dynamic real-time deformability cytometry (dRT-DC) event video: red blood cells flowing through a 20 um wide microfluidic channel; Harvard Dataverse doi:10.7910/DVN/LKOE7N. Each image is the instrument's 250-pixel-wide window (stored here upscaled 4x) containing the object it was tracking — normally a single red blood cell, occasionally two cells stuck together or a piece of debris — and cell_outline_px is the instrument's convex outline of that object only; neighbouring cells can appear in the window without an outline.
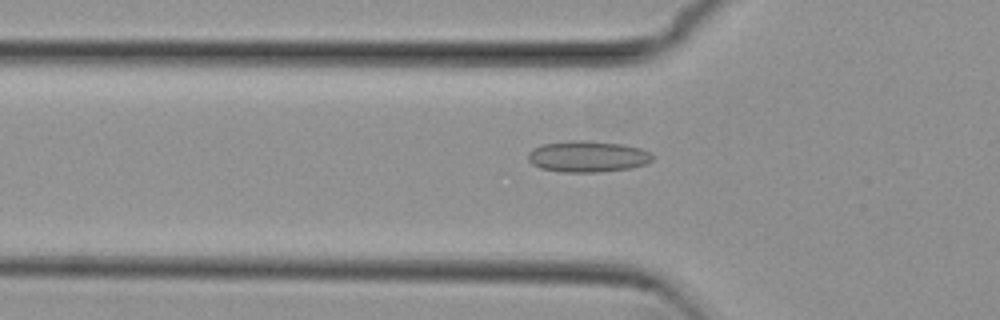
{"species": "common noctule bat (a hibernating species)", "species_latin": "Nyctalus noctula", "temperature_condition": "cold", "stored_images_in_passage": 45, "camera_frame_rate_fps": 3000, "um_per_image_px": 0.085, "animal": {"sex": "female", "body_mass_g": 29.2, "forearm_length_mm": 56.3}, "frame": {"image": 1, "passage_image": 9, "time_ms": 2.667, "image_size_px": [1000, 320], "cell_outline_px": [[652, 160], [644, 164], [632, 168], [600, 172], [560, 172], [540, 168], [532, 164], [528, 160], [528, 152], [532, 148], [540, 144], [572, 140], [588, 140], [624, 144], [640, 148], [648, 152], [652, 156]], "centroid_in_image_um": [49.9, 13.29], "position_along_channel_um": 75.9, "area_um2": 22.89}}
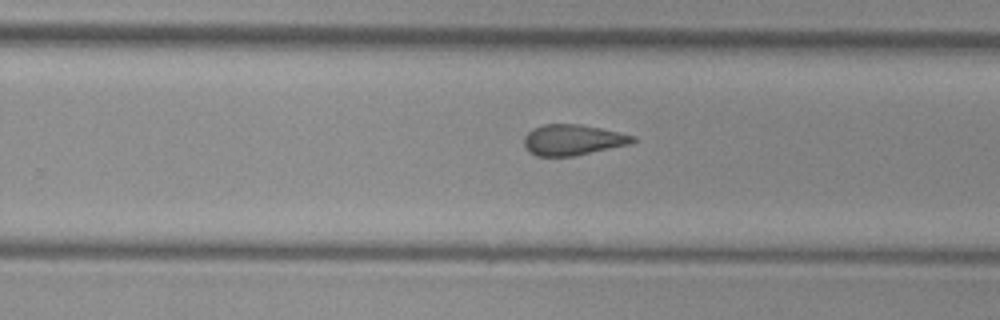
{"frame": {"image": 2, "passage_image": 25, "time_ms": 8.0, "image_size_px": [1000, 320], "cell_outline_px": [[636, 140], [632, 144], [576, 156], [536, 156], [528, 152], [524, 144], [524, 136], [532, 128], [544, 124], [580, 124], [620, 132], [636, 136]], "centroid_in_image_um": [48.7, 11.9], "position_along_channel_um": 281.1, "area_um2": 19.77}}
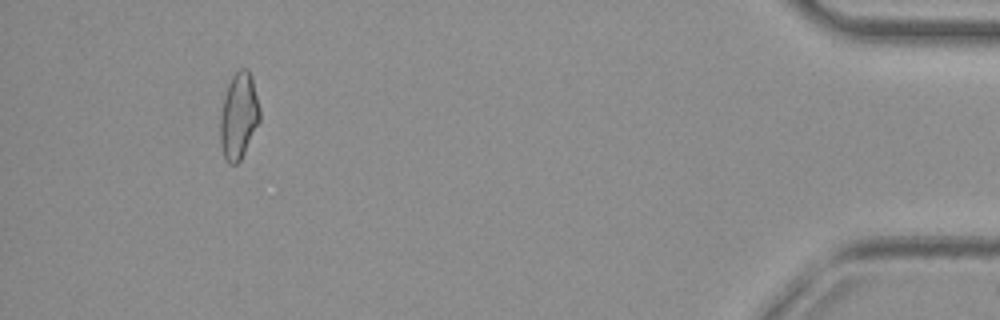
{"frame": {"image": 3, "passage_image": 41, "time_ms": 13.333, "image_size_px": [1000, 320], "cell_outline_px": [[260, 120], [240, 160], [236, 164], [228, 164], [224, 160], [220, 144], [220, 116], [224, 96], [228, 84], [232, 76], [240, 68], [248, 68], [252, 76], [260, 108]], "centroid_in_image_um": [20.28, 9.85], "position_along_channel_um": 414.9, "area_um2": 20.0}, "authors_computed_cell_mechanics": {"area_um2": 20.1144, "velocity_mm_per_s": 3.846, "shape_relaxation_time_tau1_ms": null, "shape_relaxation_time_tau2_ms": 2.8911, "deformation_change_tau1": null, "deformation_change_tau2": 0.1096}}